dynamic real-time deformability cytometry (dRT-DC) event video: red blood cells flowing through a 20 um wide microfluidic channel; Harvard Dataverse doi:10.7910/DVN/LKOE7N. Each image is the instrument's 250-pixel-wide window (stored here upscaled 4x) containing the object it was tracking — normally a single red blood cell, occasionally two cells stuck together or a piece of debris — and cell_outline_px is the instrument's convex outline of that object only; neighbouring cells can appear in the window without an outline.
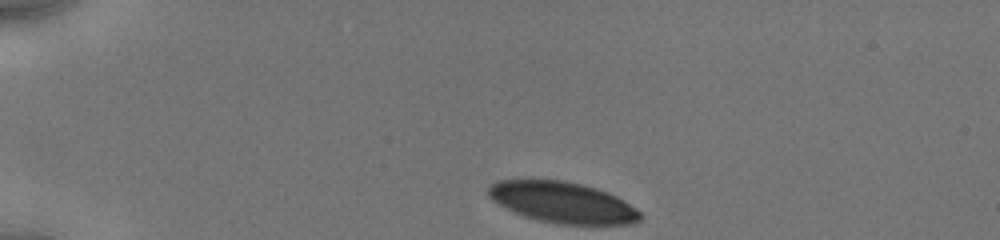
{"species": "human", "species_latin": "Homo sapiens", "temperature_condition": "cold", "stored_images_in_passage": 7, "camera_frame_rate_fps": 3000, "um_per_image_px": 0.085, "donor": {"sex": "male"}, "frame": {"image": 1, "passage_image": 1, "time_ms": 0.0, "image_size_px": [1000, 240], "cell_outline_px": [[644, 216], [640, 220], [632, 224], [556, 224], [536, 220], [524, 216], [492, 200], [488, 196], [488, 184], [496, 180], [564, 180], [596, 188], [608, 192], [624, 200], [636, 208]], "centroid_in_image_um": [47.83, 17.2], "position_along_channel_um": 37.2, "area_um2": 36.36}}